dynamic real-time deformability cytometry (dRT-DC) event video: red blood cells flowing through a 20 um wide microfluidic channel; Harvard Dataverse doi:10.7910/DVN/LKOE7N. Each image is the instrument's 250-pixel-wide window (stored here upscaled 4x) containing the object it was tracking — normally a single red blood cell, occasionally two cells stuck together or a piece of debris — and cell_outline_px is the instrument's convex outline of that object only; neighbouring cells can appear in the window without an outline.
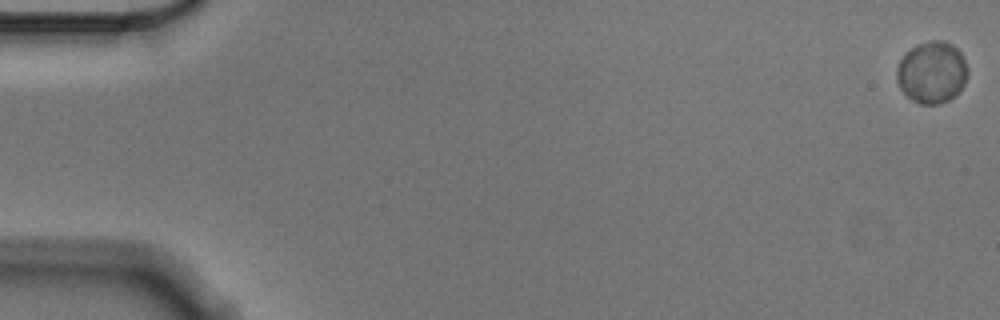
{"species": "Egyptian fruit bat (a non-hibernating species)", "species_latin": "Rousettus aegyptiacus", "temperature_condition": "cold", "stored_images_in_passage": 58, "camera_frame_rate_fps": 3000, "um_per_image_px": 0.085, "animal": {"sex": "male"}, "frame": {"image": 1, "passage_image": 1, "time_ms": 0.0, "image_size_px": [1000, 320], "cell_outline_px": [[968, 72], [964, 84], [948, 100], [940, 104], [920, 104], [912, 100], [900, 88], [896, 80], [896, 72], [900, 60], [916, 44], [928, 40], [944, 40], [952, 44], [960, 52], [964, 60]], "centroid_in_image_um": [79.2, 6.13], "position_along_channel_um": 5.8, "area_um2": 25.37}}
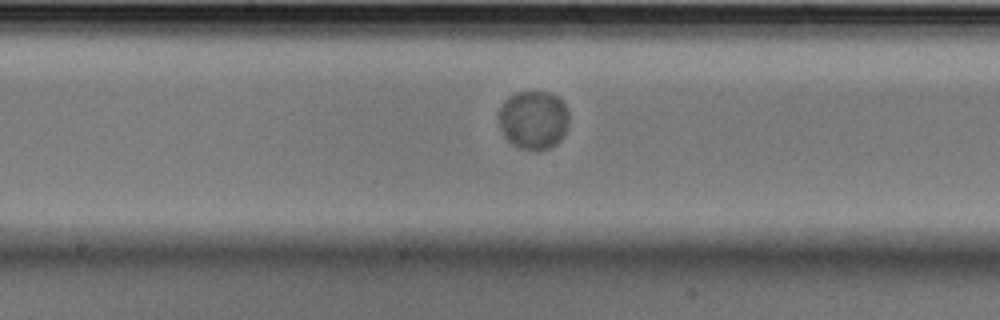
{"frame": {"image": 2, "passage_image": 31, "time_ms": 10.0, "image_size_px": [1000, 320], "cell_outline_px": [[568, 124], [564, 136], [556, 144], [548, 148], [520, 148], [512, 144], [504, 136], [500, 128], [500, 108], [504, 100], [508, 96], [516, 92], [548, 92], [556, 96], [564, 104], [568, 112]], "centroid_in_image_um": [45.34, 10.17], "position_along_channel_um": 202.9, "area_um2": 23.7}}
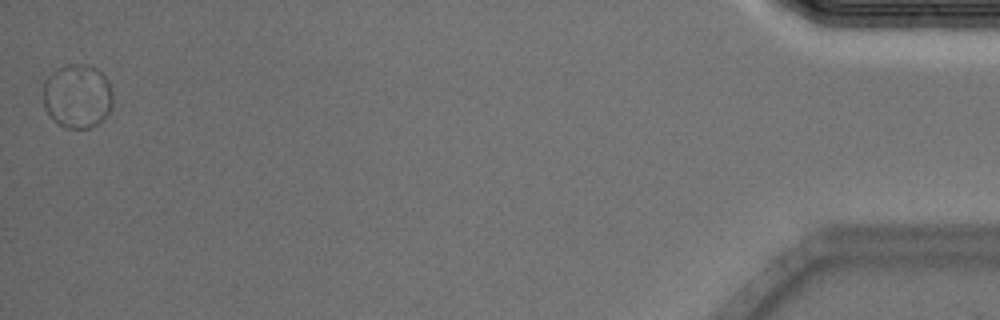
{"frame": {"image": 3, "passage_image": 58, "time_ms": 19.0, "image_size_px": [1000, 320], "cell_outline_px": [[112, 108], [104, 120], [92, 128], [64, 128], [44, 108], [44, 80], [52, 72], [68, 64], [84, 64], [96, 68], [108, 80], [112, 92]], "centroid_in_image_um": [6.61, 8.18], "position_along_channel_um": 428.6, "area_um2": 26.01}, "authors_computed_cell_mechanics": {"area_um2": 24.6228, "velocity_mm_per_s": 3.4851, "shape_relaxation_time_tau1_ms": 3.0968, "shape_relaxation_time_tau2_ms": null, "deformation_change_tau1": 0.0139, "deformation_change_tau2": null}}